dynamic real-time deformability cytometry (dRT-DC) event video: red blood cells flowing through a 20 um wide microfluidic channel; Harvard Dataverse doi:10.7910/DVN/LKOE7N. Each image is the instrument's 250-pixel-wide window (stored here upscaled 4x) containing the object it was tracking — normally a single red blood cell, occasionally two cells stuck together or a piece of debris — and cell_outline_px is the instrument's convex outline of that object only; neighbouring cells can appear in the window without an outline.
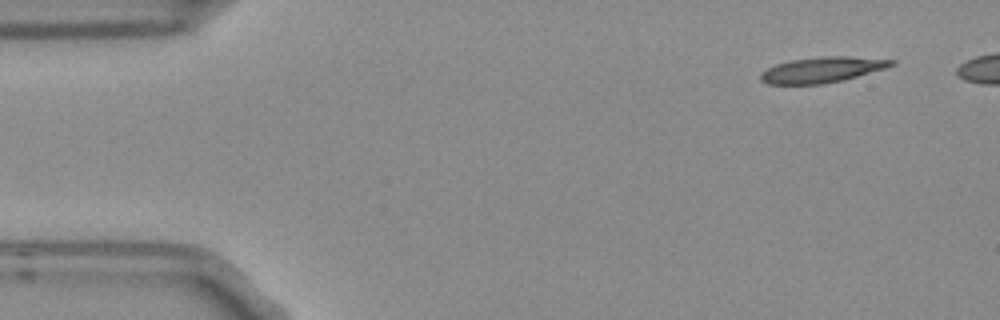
{"species": "Egyptian fruit bat (a non-hibernating species)", "species_latin": "Rousettus aegyptiacus", "temperature_condition": "room temperature", "stored_images_in_passage": 5, "camera_frame_rate_fps": 3000, "um_per_image_px": 0.085, "frame": {"image": 1, "passage_image": 1, "time_ms": 0.0, "image_size_px": [1000, 320], "cell_outline_px": [[896, 64], [888, 68], [844, 80], [824, 84], [768, 84], [760, 80], [760, 72], [776, 64], [792, 60], [824, 56], [848, 56], [896, 60]], "centroid_in_image_um": [69.92, 5.93], "position_along_channel_um": 15.1, "area_um2": 19.65}}